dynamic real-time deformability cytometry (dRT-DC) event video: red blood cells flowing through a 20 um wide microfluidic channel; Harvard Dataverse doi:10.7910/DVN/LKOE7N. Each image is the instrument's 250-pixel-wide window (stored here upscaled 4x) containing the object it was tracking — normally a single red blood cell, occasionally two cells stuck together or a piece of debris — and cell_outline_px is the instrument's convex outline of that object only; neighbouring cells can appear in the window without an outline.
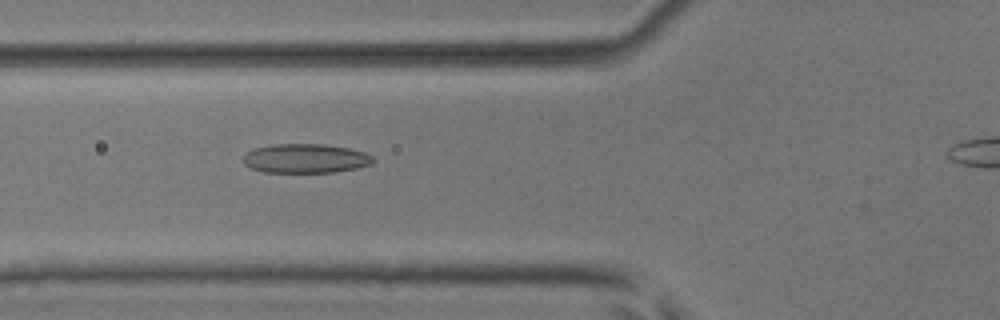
{"species": "common noctule bat (a hibernating species)", "species_latin": "Nyctalus noctula", "temperature_condition": "room temperature", "stored_images_in_passage": 32, "camera_frame_rate_fps": 3000, "um_per_image_px": 0.085, "animal": {"sex": "male", "body_mass_g": 17.9, "forearm_length_mm": 54.2}, "frame": {"image": 1, "passage_image": 6, "time_ms": 1.667, "image_size_px": [1000, 320], "cell_outline_px": [[376, 160], [372, 164], [356, 168], [336, 172], [264, 172], [248, 168], [244, 164], [244, 156], [252, 148], [268, 144], [324, 144], [348, 148], [364, 152], [372, 156]], "centroid_in_image_um": [25.95, 13.46], "position_along_channel_um": 99.9, "area_um2": 22.31}}
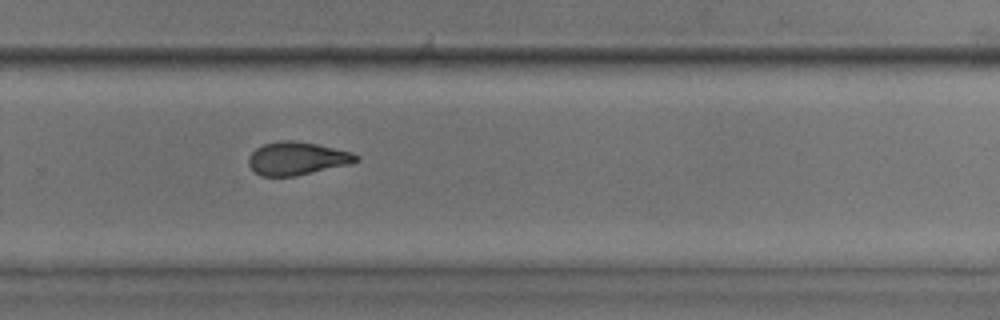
{"frame": {"image": 2, "passage_image": 21, "time_ms": 6.667, "image_size_px": [1000, 320], "cell_outline_px": [[360, 160], [352, 164], [296, 176], [260, 176], [248, 164], [248, 156], [256, 148], [264, 144], [280, 140], [292, 140], [316, 144], [352, 152], [360, 156]], "centroid_in_image_um": [25.27, 13.47], "position_along_channel_um": 304.5, "area_um2": 20.87}}
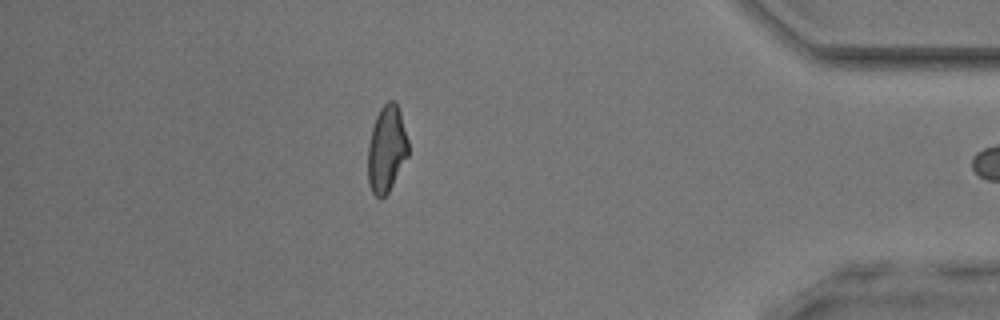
{"frame": {"image": 3, "passage_image": 31, "time_ms": 10.0, "image_size_px": [1000, 320], "cell_outline_px": [[408, 156], [388, 192], [380, 200], [372, 192], [368, 184], [368, 144], [372, 128], [376, 116], [380, 108], [388, 100], [392, 100], [396, 104], [400, 112], [408, 140]], "centroid_in_image_um": [32.85, 12.68], "position_along_channel_um": 402.4, "area_um2": 20.29}}